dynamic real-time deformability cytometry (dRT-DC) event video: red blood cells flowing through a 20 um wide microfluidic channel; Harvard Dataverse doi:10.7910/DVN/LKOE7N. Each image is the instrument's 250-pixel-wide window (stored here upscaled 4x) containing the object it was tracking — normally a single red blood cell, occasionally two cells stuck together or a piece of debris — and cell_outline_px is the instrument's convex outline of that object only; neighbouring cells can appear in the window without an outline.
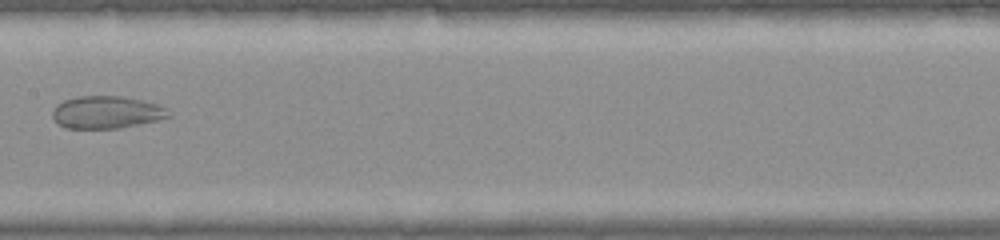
{"species": "common noctule bat (a hibernating species)", "species_latin": "Nyctalus noctula", "temperature_condition": "warm", "stored_images_in_passage": 30, "camera_frame_rate_fps": 3000, "um_per_image_px": 0.085, "animal": {"sex": "female", "body_mass_g": 22.0, "forearm_length_mm": 56.7}, "frame": {"image": 1, "passage_image": 10, "time_ms": 3.0, "image_size_px": [1000, 240], "cell_outline_px": [[172, 116], [156, 120], [116, 128], [64, 128], [56, 124], [52, 116], [52, 112], [56, 104], [64, 100], [76, 96], [120, 96], [140, 100], [156, 104], [164, 108]], "centroid_in_image_um": [8.96, 9.54], "position_along_channel_um": 198.4, "area_um2": 21.73}}
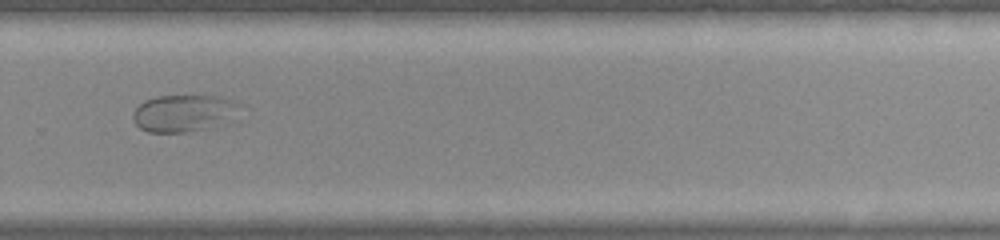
{"frame": {"image": 2, "passage_image": 17, "time_ms": 5.333, "image_size_px": [1000, 240], "cell_outline_px": [[240, 104], [220, 124], [212, 128], [188, 132], [148, 132], [140, 128], [132, 120], [132, 112], [144, 100], [156, 96], [216, 96], [232, 100]], "centroid_in_image_um": [15.49, 9.62], "position_along_channel_um": 314.3, "area_um2": 22.6}}
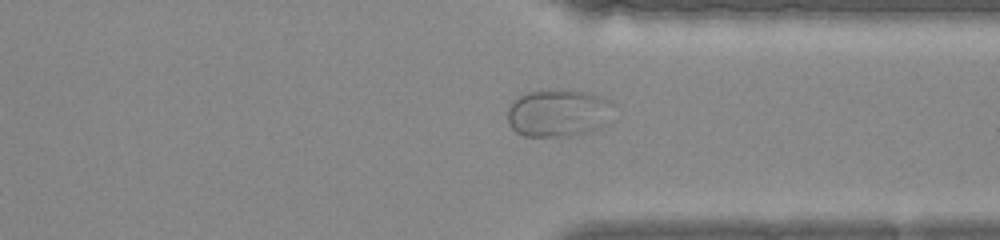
{"frame": {"image": 3, "passage_image": 20, "time_ms": 6.333, "image_size_px": [1000, 240], "cell_outline_px": [[612, 104], [604, 124], [600, 128], [592, 132], [564, 136], [524, 136], [516, 132], [508, 124], [508, 108], [520, 96], [528, 92], [556, 88], [592, 92], [604, 96], [612, 100]], "centroid_in_image_um": [47.46, 9.58], "position_along_channel_um": 363.9, "area_um2": 29.59}}